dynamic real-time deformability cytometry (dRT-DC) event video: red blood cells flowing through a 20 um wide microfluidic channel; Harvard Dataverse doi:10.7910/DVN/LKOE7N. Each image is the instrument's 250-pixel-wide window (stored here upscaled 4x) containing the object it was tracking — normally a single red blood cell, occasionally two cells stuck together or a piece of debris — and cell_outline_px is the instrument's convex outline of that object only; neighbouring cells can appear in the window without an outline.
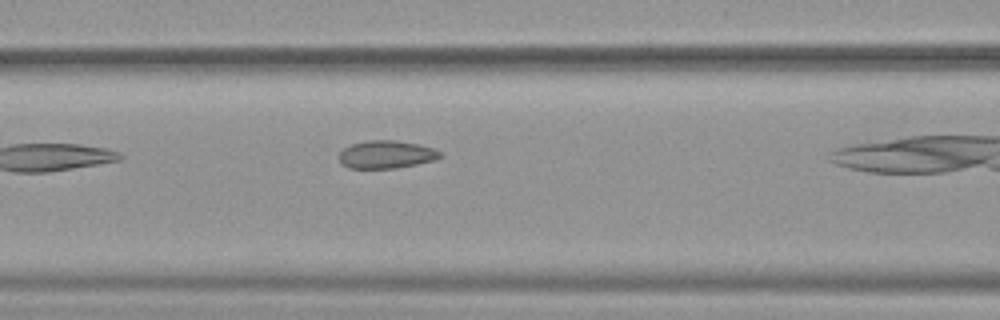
{"species": "common noctule bat (a hibernating species)", "species_latin": "Nyctalus noctula", "temperature_condition": "warm", "stored_images_in_passage": 7, "camera_frame_rate_fps": 3000, "um_per_image_px": 0.085, "animal": {"sex": "female", "body_mass_g": 19.9}, "frame": {"image": 1, "passage_image": 3, "time_ms": 0.667, "image_size_px": [1000, 320], "cell_outline_px": [[444, 156], [436, 160], [396, 168], [348, 168], [340, 164], [340, 152], [344, 148], [352, 144], [368, 140], [396, 140], [420, 144], [432, 148], [440, 152]], "centroid_in_image_um": [32.85, 13.13], "position_along_channel_um": 133.7, "area_um2": 16.47}}